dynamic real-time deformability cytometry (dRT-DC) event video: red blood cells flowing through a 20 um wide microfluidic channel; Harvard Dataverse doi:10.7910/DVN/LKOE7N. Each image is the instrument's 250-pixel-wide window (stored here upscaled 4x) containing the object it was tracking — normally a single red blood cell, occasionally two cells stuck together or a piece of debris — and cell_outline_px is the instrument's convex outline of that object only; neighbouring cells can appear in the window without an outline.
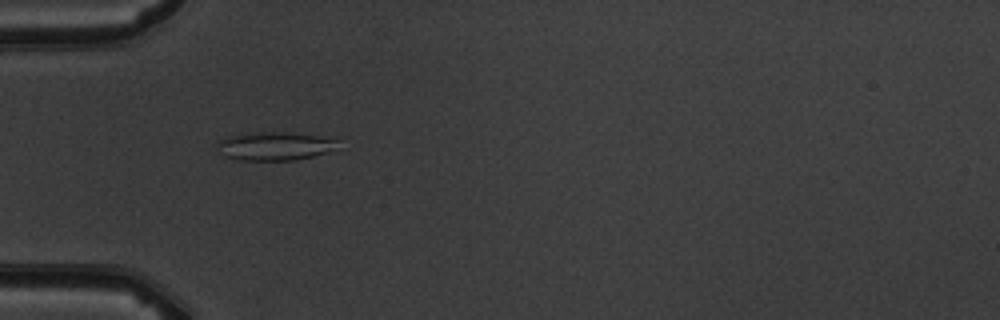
{"species": "common noctule bat (a hibernating species)", "species_latin": "Nyctalus noctula", "temperature_condition": "warm", "stored_images_in_passage": 3, "camera_frame_rate_fps": 3000, "um_per_image_px": 0.085, "animal": {"sex": "male", "body_mass_g": 19.5, "forearm_length_mm": 54.6}, "frame": {"image": 1, "passage_image": 2, "time_ms": 1.0, "image_size_px": [1000, 320], "cell_outline_px": [[340, 140], [332, 148], [324, 152], [312, 156], [296, 160], [240, 160], [224, 156], [216, 148], [220, 140], [228, 136], [252, 132], [284, 132], [316, 136]], "centroid_in_image_um": [23.27, 12.42], "position_along_channel_um": 61.7, "area_um2": 19.59}}
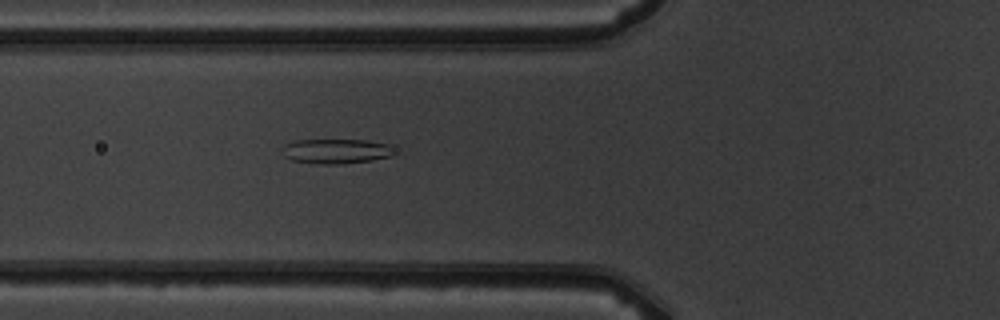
{"frame": {"image": 2, "passage_image": 3, "time_ms": 2.0, "image_size_px": [1000, 320], "cell_outline_px": [[392, 156], [372, 160], [344, 164], [320, 164], [292, 160], [284, 156], [280, 152], [284, 144], [296, 140], [368, 140], [388, 144]], "centroid_in_image_um": [28.49, 12.85], "position_along_channel_um": 97.3, "area_um2": 16.13}}